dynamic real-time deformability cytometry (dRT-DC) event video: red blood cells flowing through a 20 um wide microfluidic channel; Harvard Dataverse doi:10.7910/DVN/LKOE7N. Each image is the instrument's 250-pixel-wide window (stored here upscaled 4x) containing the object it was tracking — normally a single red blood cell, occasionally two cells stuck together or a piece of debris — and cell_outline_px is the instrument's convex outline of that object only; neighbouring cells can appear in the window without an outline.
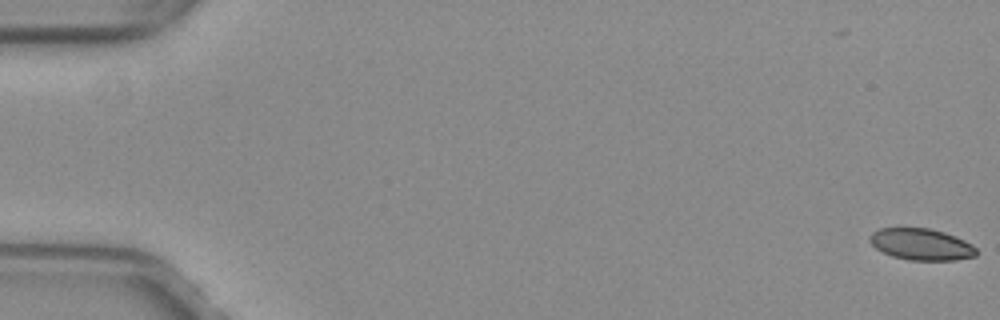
{"species": "common noctule bat (a hibernating species)", "species_latin": "Nyctalus noctula", "temperature_condition": "warm", "stored_images_in_passage": 53, "camera_frame_rate_fps": 3000, "um_per_image_px": 0.085, "animal": {"sex": "female", "body_mass_g": 29.2, "forearm_length_mm": 56.3}, "frame": {"image": 1, "passage_image": 1, "time_ms": 0.0, "image_size_px": [1000, 320], "cell_outline_px": [[976, 256], [956, 260], [908, 260], [892, 256], [876, 248], [868, 240], [868, 236], [872, 232], [880, 228], [928, 228], [944, 232], [956, 236], [972, 244], [976, 248]], "centroid_in_image_um": [78.3, 20.76], "position_along_channel_um": 6.7, "area_um2": 19.65}}
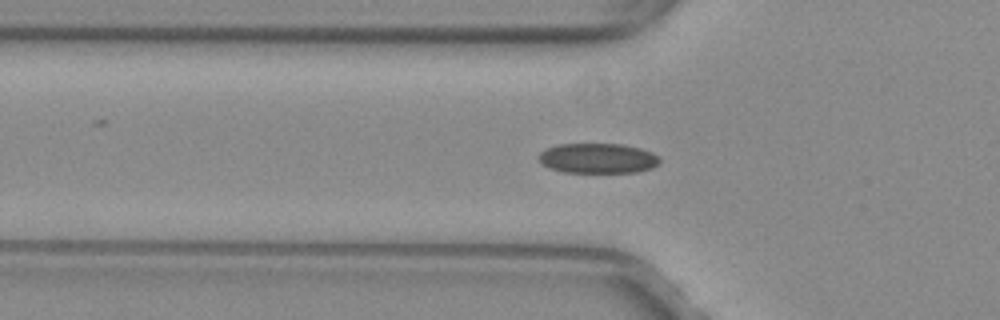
{"frame": {"image": 2, "passage_image": 19, "time_ms": 6.0, "image_size_px": [1000, 320], "cell_outline_px": [[660, 164], [652, 168], [636, 172], [564, 172], [548, 168], [536, 156], [540, 152], [548, 148], [560, 144], [624, 144], [640, 148], [652, 152], [660, 156]], "centroid_in_image_um": [50.85, 13.45], "position_along_channel_um": 74.9, "area_um2": 21.27}}
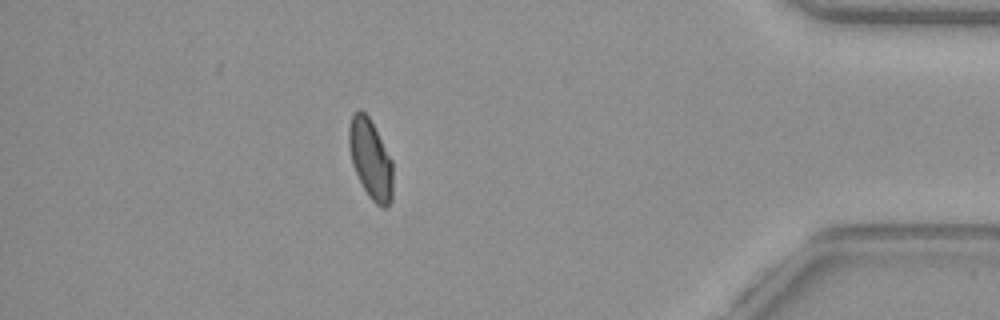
{"frame": {"image": 3, "passage_image": 47, "time_ms": 15.333, "image_size_px": [1000, 320], "cell_outline_px": [[392, 200], [384, 208], [376, 204], [368, 196], [352, 164], [348, 144], [348, 128], [352, 116], [360, 108], [368, 116], [392, 160]], "centroid_in_image_um": [31.48, 13.53], "position_along_channel_um": 403.7, "area_um2": 20.11}, "authors_computed_cell_mechanics": {"area_um2": 20.9236, "velocity_mm_per_s": 3.9918, "shape_relaxation_time_tau1_ms": null, "shape_relaxation_time_tau2_ms": 1.5366, "deformation_change_tau1": null, "deformation_change_tau2": 0.0593}}